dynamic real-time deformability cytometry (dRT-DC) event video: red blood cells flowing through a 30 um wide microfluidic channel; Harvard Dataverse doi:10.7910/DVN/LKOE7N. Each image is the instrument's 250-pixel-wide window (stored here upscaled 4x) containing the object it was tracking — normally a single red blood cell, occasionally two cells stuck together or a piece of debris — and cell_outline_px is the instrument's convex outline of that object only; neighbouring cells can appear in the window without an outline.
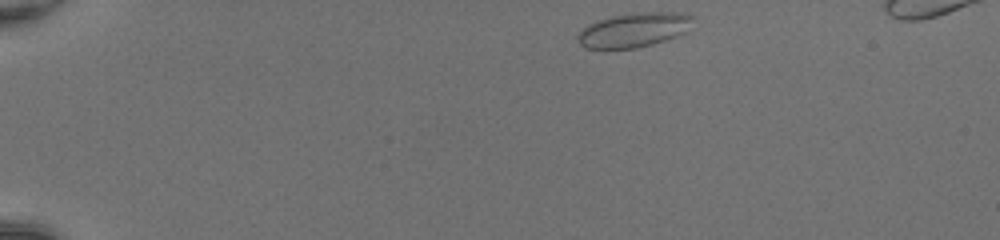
{"species": "common noctule bat (a hibernating species)", "species_latin": "Nyctalus noctula", "temperature_condition": "room temperature", "stored_images_in_passage": 41, "camera_frame_rate_fps": 3000, "um_per_image_px": 0.085, "animal": {"sex": "female", "body_mass_g": 20.0, "forearm_length_mm": 54.0}, "frame": {"image": 1, "passage_image": 1, "time_ms": 0.0, "image_size_px": [1000, 240], "cell_outline_px": [[696, 16], [688, 32], [652, 44], [636, 48], [584, 48], [576, 40], [576, 36], [588, 24], [596, 20], [612, 16], [632, 12], [680, 12]], "centroid_in_image_um": [53.92, 2.52], "position_along_channel_um": 31.1, "area_um2": 23.41}}
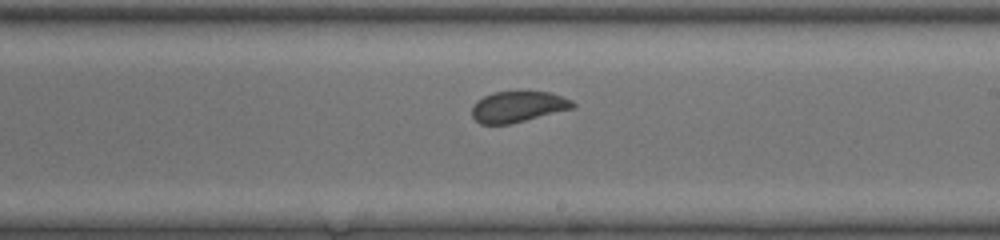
{"frame": {"image": 2, "passage_image": 23, "time_ms": 7.333, "image_size_px": [1000, 240], "cell_outline_px": [[576, 108], [508, 124], [480, 124], [472, 116], [472, 108], [476, 100], [484, 96], [496, 92], [548, 92], [572, 100], [576, 104]], "centroid_in_image_um": [44.04, 9.08], "position_along_channel_um": 245.0, "area_um2": 18.03}}
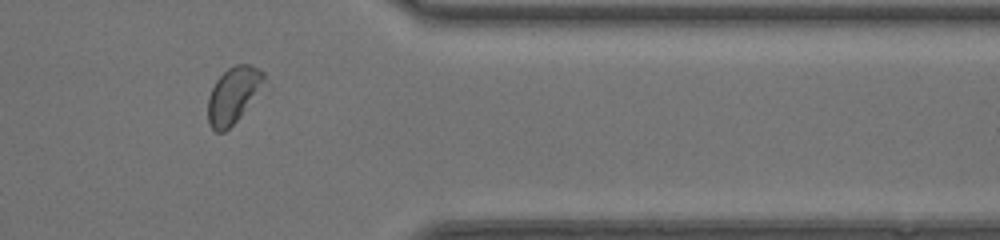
{"frame": {"image": 3, "passage_image": 34, "time_ms": 11.0, "image_size_px": [1000, 240], "cell_outline_px": [[264, 80], [240, 116], [224, 132], [216, 132], [208, 124], [208, 96], [216, 80], [228, 68], [236, 64], [248, 64], [260, 68], [264, 72]], "centroid_in_image_um": [19.77, 8.07], "position_along_channel_um": 391.6, "area_um2": 17.74}}